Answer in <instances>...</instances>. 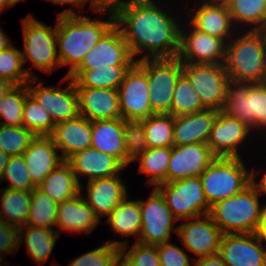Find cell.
I'll return each mask as SVG.
<instances>
[{
  "mask_svg": "<svg viewBox=\"0 0 266 266\" xmlns=\"http://www.w3.org/2000/svg\"><path fill=\"white\" fill-rule=\"evenodd\" d=\"M226 5L234 26L256 30L266 18V0H230Z\"/></svg>",
  "mask_w": 266,
  "mask_h": 266,
  "instance_id": "d590c367",
  "label": "cell"
},
{
  "mask_svg": "<svg viewBox=\"0 0 266 266\" xmlns=\"http://www.w3.org/2000/svg\"><path fill=\"white\" fill-rule=\"evenodd\" d=\"M59 203L53 201L37 187L31 191L30 213L26 225L55 229Z\"/></svg>",
  "mask_w": 266,
  "mask_h": 266,
  "instance_id": "e575fe53",
  "label": "cell"
},
{
  "mask_svg": "<svg viewBox=\"0 0 266 266\" xmlns=\"http://www.w3.org/2000/svg\"><path fill=\"white\" fill-rule=\"evenodd\" d=\"M146 71L150 106L154 114H170L173 92L182 73L177 58H146L137 61Z\"/></svg>",
  "mask_w": 266,
  "mask_h": 266,
  "instance_id": "ba28073f",
  "label": "cell"
},
{
  "mask_svg": "<svg viewBox=\"0 0 266 266\" xmlns=\"http://www.w3.org/2000/svg\"><path fill=\"white\" fill-rule=\"evenodd\" d=\"M132 65H110L95 69H76L69 77L75 87L118 89Z\"/></svg>",
  "mask_w": 266,
  "mask_h": 266,
  "instance_id": "f546056e",
  "label": "cell"
},
{
  "mask_svg": "<svg viewBox=\"0 0 266 266\" xmlns=\"http://www.w3.org/2000/svg\"><path fill=\"white\" fill-rule=\"evenodd\" d=\"M107 14L108 21L91 20L86 15L57 16V53L61 67H69L66 76H70L80 66L85 55L115 24V14Z\"/></svg>",
  "mask_w": 266,
  "mask_h": 266,
  "instance_id": "7a4b0ae2",
  "label": "cell"
},
{
  "mask_svg": "<svg viewBox=\"0 0 266 266\" xmlns=\"http://www.w3.org/2000/svg\"><path fill=\"white\" fill-rule=\"evenodd\" d=\"M135 62L122 31L114 24L85 55L77 69H95L107 65H133Z\"/></svg>",
  "mask_w": 266,
  "mask_h": 266,
  "instance_id": "ac0fdd59",
  "label": "cell"
},
{
  "mask_svg": "<svg viewBox=\"0 0 266 266\" xmlns=\"http://www.w3.org/2000/svg\"><path fill=\"white\" fill-rule=\"evenodd\" d=\"M100 223L81 193L59 203L55 227L62 231L90 234Z\"/></svg>",
  "mask_w": 266,
  "mask_h": 266,
  "instance_id": "484cf974",
  "label": "cell"
},
{
  "mask_svg": "<svg viewBox=\"0 0 266 266\" xmlns=\"http://www.w3.org/2000/svg\"><path fill=\"white\" fill-rule=\"evenodd\" d=\"M259 197L250 184L241 193L213 204L208 215L223 234L256 233L263 214Z\"/></svg>",
  "mask_w": 266,
  "mask_h": 266,
  "instance_id": "277c9868",
  "label": "cell"
},
{
  "mask_svg": "<svg viewBox=\"0 0 266 266\" xmlns=\"http://www.w3.org/2000/svg\"><path fill=\"white\" fill-rule=\"evenodd\" d=\"M28 94L27 84L14 86L0 100V124L6 126H23V109ZM2 118L5 121H2Z\"/></svg>",
  "mask_w": 266,
  "mask_h": 266,
  "instance_id": "60d3db41",
  "label": "cell"
},
{
  "mask_svg": "<svg viewBox=\"0 0 266 266\" xmlns=\"http://www.w3.org/2000/svg\"><path fill=\"white\" fill-rule=\"evenodd\" d=\"M36 135L24 126L0 124V150L9 156L23 155Z\"/></svg>",
  "mask_w": 266,
  "mask_h": 266,
  "instance_id": "b9f144b4",
  "label": "cell"
},
{
  "mask_svg": "<svg viewBox=\"0 0 266 266\" xmlns=\"http://www.w3.org/2000/svg\"><path fill=\"white\" fill-rule=\"evenodd\" d=\"M241 32L226 44L225 71L233 83H260L266 69L265 44L256 30Z\"/></svg>",
  "mask_w": 266,
  "mask_h": 266,
  "instance_id": "3957f363",
  "label": "cell"
},
{
  "mask_svg": "<svg viewBox=\"0 0 266 266\" xmlns=\"http://www.w3.org/2000/svg\"><path fill=\"white\" fill-rule=\"evenodd\" d=\"M216 158L207 143L173 145L168 163L167 183L199 177Z\"/></svg>",
  "mask_w": 266,
  "mask_h": 266,
  "instance_id": "e0dca14e",
  "label": "cell"
},
{
  "mask_svg": "<svg viewBox=\"0 0 266 266\" xmlns=\"http://www.w3.org/2000/svg\"><path fill=\"white\" fill-rule=\"evenodd\" d=\"M120 113L124 120H143L153 115L145 69L136 61L118 87Z\"/></svg>",
  "mask_w": 266,
  "mask_h": 266,
  "instance_id": "4fadbf2b",
  "label": "cell"
},
{
  "mask_svg": "<svg viewBox=\"0 0 266 266\" xmlns=\"http://www.w3.org/2000/svg\"><path fill=\"white\" fill-rule=\"evenodd\" d=\"M107 242L118 246L120 255L131 266H160L158 245H143L135 242L132 247H129L127 240H108Z\"/></svg>",
  "mask_w": 266,
  "mask_h": 266,
  "instance_id": "7bdbcfd3",
  "label": "cell"
},
{
  "mask_svg": "<svg viewBox=\"0 0 266 266\" xmlns=\"http://www.w3.org/2000/svg\"><path fill=\"white\" fill-rule=\"evenodd\" d=\"M199 177L210 207L251 184V171L241 157H217Z\"/></svg>",
  "mask_w": 266,
  "mask_h": 266,
  "instance_id": "5b68a950",
  "label": "cell"
},
{
  "mask_svg": "<svg viewBox=\"0 0 266 266\" xmlns=\"http://www.w3.org/2000/svg\"><path fill=\"white\" fill-rule=\"evenodd\" d=\"M22 25L23 63L30 60L31 68L35 67L50 74L54 68L61 67L57 53L56 25L52 28L31 14L22 20Z\"/></svg>",
  "mask_w": 266,
  "mask_h": 266,
  "instance_id": "52a82bcc",
  "label": "cell"
},
{
  "mask_svg": "<svg viewBox=\"0 0 266 266\" xmlns=\"http://www.w3.org/2000/svg\"><path fill=\"white\" fill-rule=\"evenodd\" d=\"M120 248L110 242L73 259L67 266H115ZM56 262V266H60Z\"/></svg>",
  "mask_w": 266,
  "mask_h": 266,
  "instance_id": "bcb514c9",
  "label": "cell"
},
{
  "mask_svg": "<svg viewBox=\"0 0 266 266\" xmlns=\"http://www.w3.org/2000/svg\"><path fill=\"white\" fill-rule=\"evenodd\" d=\"M204 4H220V0H202Z\"/></svg>",
  "mask_w": 266,
  "mask_h": 266,
  "instance_id": "be15d7a7",
  "label": "cell"
},
{
  "mask_svg": "<svg viewBox=\"0 0 266 266\" xmlns=\"http://www.w3.org/2000/svg\"><path fill=\"white\" fill-rule=\"evenodd\" d=\"M158 254L160 266H191L189 254L170 241L158 245Z\"/></svg>",
  "mask_w": 266,
  "mask_h": 266,
  "instance_id": "7dc6e473",
  "label": "cell"
},
{
  "mask_svg": "<svg viewBox=\"0 0 266 266\" xmlns=\"http://www.w3.org/2000/svg\"><path fill=\"white\" fill-rule=\"evenodd\" d=\"M256 235L259 240L266 242V205H263L262 220L259 223Z\"/></svg>",
  "mask_w": 266,
  "mask_h": 266,
  "instance_id": "db71d44e",
  "label": "cell"
},
{
  "mask_svg": "<svg viewBox=\"0 0 266 266\" xmlns=\"http://www.w3.org/2000/svg\"><path fill=\"white\" fill-rule=\"evenodd\" d=\"M253 131L266 129V87L261 83H233L228 87L222 110Z\"/></svg>",
  "mask_w": 266,
  "mask_h": 266,
  "instance_id": "8992f818",
  "label": "cell"
},
{
  "mask_svg": "<svg viewBox=\"0 0 266 266\" xmlns=\"http://www.w3.org/2000/svg\"><path fill=\"white\" fill-rule=\"evenodd\" d=\"M66 161L71 165L81 185V192L84 191L80 182L81 176H86L87 180L91 181L121 174L120 171L126 168L116 157L92 147L73 154Z\"/></svg>",
  "mask_w": 266,
  "mask_h": 266,
  "instance_id": "ffe728a7",
  "label": "cell"
},
{
  "mask_svg": "<svg viewBox=\"0 0 266 266\" xmlns=\"http://www.w3.org/2000/svg\"><path fill=\"white\" fill-rule=\"evenodd\" d=\"M194 266H226L223 259L218 255L192 258Z\"/></svg>",
  "mask_w": 266,
  "mask_h": 266,
  "instance_id": "816d5d0a",
  "label": "cell"
},
{
  "mask_svg": "<svg viewBox=\"0 0 266 266\" xmlns=\"http://www.w3.org/2000/svg\"><path fill=\"white\" fill-rule=\"evenodd\" d=\"M203 110L206 108L203 106L200 96L189 79L182 74L178 78L173 92L171 115L173 117L189 115Z\"/></svg>",
  "mask_w": 266,
  "mask_h": 266,
  "instance_id": "f35d334b",
  "label": "cell"
},
{
  "mask_svg": "<svg viewBox=\"0 0 266 266\" xmlns=\"http://www.w3.org/2000/svg\"><path fill=\"white\" fill-rule=\"evenodd\" d=\"M123 132L127 166H129L148 149L144 122L142 120H124Z\"/></svg>",
  "mask_w": 266,
  "mask_h": 266,
  "instance_id": "ee69618b",
  "label": "cell"
},
{
  "mask_svg": "<svg viewBox=\"0 0 266 266\" xmlns=\"http://www.w3.org/2000/svg\"><path fill=\"white\" fill-rule=\"evenodd\" d=\"M79 114L90 121L120 119L118 89L76 87Z\"/></svg>",
  "mask_w": 266,
  "mask_h": 266,
  "instance_id": "44dd1931",
  "label": "cell"
},
{
  "mask_svg": "<svg viewBox=\"0 0 266 266\" xmlns=\"http://www.w3.org/2000/svg\"><path fill=\"white\" fill-rule=\"evenodd\" d=\"M65 81H68V86L65 88L44 86L43 81H38V78H31L27 82L29 94L49 112L55 124L74 119L80 115L75 83L66 75L61 82ZM33 84L35 85L33 86Z\"/></svg>",
  "mask_w": 266,
  "mask_h": 266,
  "instance_id": "7c38bea8",
  "label": "cell"
},
{
  "mask_svg": "<svg viewBox=\"0 0 266 266\" xmlns=\"http://www.w3.org/2000/svg\"><path fill=\"white\" fill-rule=\"evenodd\" d=\"M144 122L148 148L172 147L174 117L170 114H153Z\"/></svg>",
  "mask_w": 266,
  "mask_h": 266,
  "instance_id": "74e56055",
  "label": "cell"
},
{
  "mask_svg": "<svg viewBox=\"0 0 266 266\" xmlns=\"http://www.w3.org/2000/svg\"><path fill=\"white\" fill-rule=\"evenodd\" d=\"M21 1H25V0H6L7 5L9 7L14 6L16 3L21 2Z\"/></svg>",
  "mask_w": 266,
  "mask_h": 266,
  "instance_id": "6125c7cd",
  "label": "cell"
},
{
  "mask_svg": "<svg viewBox=\"0 0 266 266\" xmlns=\"http://www.w3.org/2000/svg\"><path fill=\"white\" fill-rule=\"evenodd\" d=\"M250 132L252 130L239 119L219 111L207 144L216 157H241L238 147L246 141Z\"/></svg>",
  "mask_w": 266,
  "mask_h": 266,
  "instance_id": "d6986e66",
  "label": "cell"
},
{
  "mask_svg": "<svg viewBox=\"0 0 266 266\" xmlns=\"http://www.w3.org/2000/svg\"><path fill=\"white\" fill-rule=\"evenodd\" d=\"M120 175L94 179L87 183V193L83 196L87 194L84 199L99 219L101 216H108L128 196L127 187Z\"/></svg>",
  "mask_w": 266,
  "mask_h": 266,
  "instance_id": "7402d4cb",
  "label": "cell"
},
{
  "mask_svg": "<svg viewBox=\"0 0 266 266\" xmlns=\"http://www.w3.org/2000/svg\"><path fill=\"white\" fill-rule=\"evenodd\" d=\"M8 37L9 36H6L5 32L3 31V28L0 27V52L12 44Z\"/></svg>",
  "mask_w": 266,
  "mask_h": 266,
  "instance_id": "9f6ffc18",
  "label": "cell"
},
{
  "mask_svg": "<svg viewBox=\"0 0 266 266\" xmlns=\"http://www.w3.org/2000/svg\"><path fill=\"white\" fill-rule=\"evenodd\" d=\"M128 196L108 215L105 223L121 238L140 235L141 210L140 200H127Z\"/></svg>",
  "mask_w": 266,
  "mask_h": 266,
  "instance_id": "d6a6232c",
  "label": "cell"
},
{
  "mask_svg": "<svg viewBox=\"0 0 266 266\" xmlns=\"http://www.w3.org/2000/svg\"><path fill=\"white\" fill-rule=\"evenodd\" d=\"M8 80L0 78V100L14 87Z\"/></svg>",
  "mask_w": 266,
  "mask_h": 266,
  "instance_id": "11a10c76",
  "label": "cell"
},
{
  "mask_svg": "<svg viewBox=\"0 0 266 266\" xmlns=\"http://www.w3.org/2000/svg\"><path fill=\"white\" fill-rule=\"evenodd\" d=\"M260 83L266 87V69L264 70V74Z\"/></svg>",
  "mask_w": 266,
  "mask_h": 266,
  "instance_id": "e7e4bbea",
  "label": "cell"
},
{
  "mask_svg": "<svg viewBox=\"0 0 266 266\" xmlns=\"http://www.w3.org/2000/svg\"><path fill=\"white\" fill-rule=\"evenodd\" d=\"M18 239L19 228L0 221V266H4L5 262L3 253L12 254L19 250Z\"/></svg>",
  "mask_w": 266,
  "mask_h": 266,
  "instance_id": "c3c4849f",
  "label": "cell"
},
{
  "mask_svg": "<svg viewBox=\"0 0 266 266\" xmlns=\"http://www.w3.org/2000/svg\"><path fill=\"white\" fill-rule=\"evenodd\" d=\"M49 2H53V4H72V8L70 9H65L64 11H62L61 13L58 14V16L60 15H80V12L76 13V11H74V7H84L86 3H88V1L90 0H47Z\"/></svg>",
  "mask_w": 266,
  "mask_h": 266,
  "instance_id": "f907efd6",
  "label": "cell"
},
{
  "mask_svg": "<svg viewBox=\"0 0 266 266\" xmlns=\"http://www.w3.org/2000/svg\"><path fill=\"white\" fill-rule=\"evenodd\" d=\"M55 125L49 112L28 94L23 109V126L36 136H49Z\"/></svg>",
  "mask_w": 266,
  "mask_h": 266,
  "instance_id": "ab89813d",
  "label": "cell"
},
{
  "mask_svg": "<svg viewBox=\"0 0 266 266\" xmlns=\"http://www.w3.org/2000/svg\"><path fill=\"white\" fill-rule=\"evenodd\" d=\"M188 24L187 28L180 30L177 58L186 63L224 65L226 43L218 37L195 29L189 22Z\"/></svg>",
  "mask_w": 266,
  "mask_h": 266,
  "instance_id": "5bb4252c",
  "label": "cell"
},
{
  "mask_svg": "<svg viewBox=\"0 0 266 266\" xmlns=\"http://www.w3.org/2000/svg\"><path fill=\"white\" fill-rule=\"evenodd\" d=\"M9 155L5 154L0 150V184L2 183V176L4 172V168L6 167L8 160H9Z\"/></svg>",
  "mask_w": 266,
  "mask_h": 266,
  "instance_id": "6f0895ef",
  "label": "cell"
},
{
  "mask_svg": "<svg viewBox=\"0 0 266 266\" xmlns=\"http://www.w3.org/2000/svg\"><path fill=\"white\" fill-rule=\"evenodd\" d=\"M59 236L60 230L58 229L35 228L25 225L19 228V249L25 241L27 253L40 266L51 256Z\"/></svg>",
  "mask_w": 266,
  "mask_h": 266,
  "instance_id": "4dcf8cb0",
  "label": "cell"
},
{
  "mask_svg": "<svg viewBox=\"0 0 266 266\" xmlns=\"http://www.w3.org/2000/svg\"><path fill=\"white\" fill-rule=\"evenodd\" d=\"M152 191L147 201L140 199L141 229L137 243L156 246L171 241L172 231L177 233L178 220L161 193L156 188Z\"/></svg>",
  "mask_w": 266,
  "mask_h": 266,
  "instance_id": "8fae6325",
  "label": "cell"
},
{
  "mask_svg": "<svg viewBox=\"0 0 266 266\" xmlns=\"http://www.w3.org/2000/svg\"><path fill=\"white\" fill-rule=\"evenodd\" d=\"M0 221L18 228L26 225L31 204V191L0 189Z\"/></svg>",
  "mask_w": 266,
  "mask_h": 266,
  "instance_id": "1f68e13d",
  "label": "cell"
},
{
  "mask_svg": "<svg viewBox=\"0 0 266 266\" xmlns=\"http://www.w3.org/2000/svg\"><path fill=\"white\" fill-rule=\"evenodd\" d=\"M49 137L57 149L62 151L63 160H67L73 154L91 147L92 121L79 115L57 123Z\"/></svg>",
  "mask_w": 266,
  "mask_h": 266,
  "instance_id": "cb8c5ba5",
  "label": "cell"
},
{
  "mask_svg": "<svg viewBox=\"0 0 266 266\" xmlns=\"http://www.w3.org/2000/svg\"><path fill=\"white\" fill-rule=\"evenodd\" d=\"M230 0H220V4H227Z\"/></svg>",
  "mask_w": 266,
  "mask_h": 266,
  "instance_id": "03108f58",
  "label": "cell"
},
{
  "mask_svg": "<svg viewBox=\"0 0 266 266\" xmlns=\"http://www.w3.org/2000/svg\"><path fill=\"white\" fill-rule=\"evenodd\" d=\"M218 255L226 266H266V246L256 233L223 234Z\"/></svg>",
  "mask_w": 266,
  "mask_h": 266,
  "instance_id": "2e32d148",
  "label": "cell"
},
{
  "mask_svg": "<svg viewBox=\"0 0 266 266\" xmlns=\"http://www.w3.org/2000/svg\"><path fill=\"white\" fill-rule=\"evenodd\" d=\"M198 4L189 13V23L197 30L222 39L226 44L233 37L234 26L225 4ZM193 14V15H192ZM237 27V28H236Z\"/></svg>",
  "mask_w": 266,
  "mask_h": 266,
  "instance_id": "603a6c76",
  "label": "cell"
},
{
  "mask_svg": "<svg viewBox=\"0 0 266 266\" xmlns=\"http://www.w3.org/2000/svg\"><path fill=\"white\" fill-rule=\"evenodd\" d=\"M37 188L57 203L72 199L81 193V185L66 160L61 162Z\"/></svg>",
  "mask_w": 266,
  "mask_h": 266,
  "instance_id": "f1b7e54d",
  "label": "cell"
},
{
  "mask_svg": "<svg viewBox=\"0 0 266 266\" xmlns=\"http://www.w3.org/2000/svg\"><path fill=\"white\" fill-rule=\"evenodd\" d=\"M138 0H90V8L96 13L100 12L116 14L120 9Z\"/></svg>",
  "mask_w": 266,
  "mask_h": 266,
  "instance_id": "681fc988",
  "label": "cell"
},
{
  "mask_svg": "<svg viewBox=\"0 0 266 266\" xmlns=\"http://www.w3.org/2000/svg\"><path fill=\"white\" fill-rule=\"evenodd\" d=\"M169 13L152 0H138L115 14V24L136 61L177 57L182 24Z\"/></svg>",
  "mask_w": 266,
  "mask_h": 266,
  "instance_id": "6da1fadb",
  "label": "cell"
},
{
  "mask_svg": "<svg viewBox=\"0 0 266 266\" xmlns=\"http://www.w3.org/2000/svg\"><path fill=\"white\" fill-rule=\"evenodd\" d=\"M260 171L257 173L254 170L251 171V185L256 189L258 195H266V171L264 176L260 179V181L256 182V175L259 174Z\"/></svg>",
  "mask_w": 266,
  "mask_h": 266,
  "instance_id": "f5cc1de1",
  "label": "cell"
},
{
  "mask_svg": "<svg viewBox=\"0 0 266 266\" xmlns=\"http://www.w3.org/2000/svg\"><path fill=\"white\" fill-rule=\"evenodd\" d=\"M22 52L13 43L0 52V78L8 80L15 86L27 84L31 78L38 76L28 68H23Z\"/></svg>",
  "mask_w": 266,
  "mask_h": 266,
  "instance_id": "8d00e7d4",
  "label": "cell"
},
{
  "mask_svg": "<svg viewBox=\"0 0 266 266\" xmlns=\"http://www.w3.org/2000/svg\"><path fill=\"white\" fill-rule=\"evenodd\" d=\"M156 189L164 197L167 206L177 220L204 216L210 211L200 177L162 183Z\"/></svg>",
  "mask_w": 266,
  "mask_h": 266,
  "instance_id": "9c48e42d",
  "label": "cell"
},
{
  "mask_svg": "<svg viewBox=\"0 0 266 266\" xmlns=\"http://www.w3.org/2000/svg\"><path fill=\"white\" fill-rule=\"evenodd\" d=\"M177 235L185 249L201 258L218 254L223 233L207 214L184 220L178 227Z\"/></svg>",
  "mask_w": 266,
  "mask_h": 266,
  "instance_id": "9a60e30c",
  "label": "cell"
},
{
  "mask_svg": "<svg viewBox=\"0 0 266 266\" xmlns=\"http://www.w3.org/2000/svg\"><path fill=\"white\" fill-rule=\"evenodd\" d=\"M6 7L9 8L6 0H0V14L5 11Z\"/></svg>",
  "mask_w": 266,
  "mask_h": 266,
  "instance_id": "94428289",
  "label": "cell"
},
{
  "mask_svg": "<svg viewBox=\"0 0 266 266\" xmlns=\"http://www.w3.org/2000/svg\"><path fill=\"white\" fill-rule=\"evenodd\" d=\"M171 157V147L148 148L136 160H139V173L149 176L147 184L156 188L167 183L168 163Z\"/></svg>",
  "mask_w": 266,
  "mask_h": 266,
  "instance_id": "836d02e7",
  "label": "cell"
},
{
  "mask_svg": "<svg viewBox=\"0 0 266 266\" xmlns=\"http://www.w3.org/2000/svg\"><path fill=\"white\" fill-rule=\"evenodd\" d=\"M218 112L206 109L194 114L175 116L173 128L174 145L207 143Z\"/></svg>",
  "mask_w": 266,
  "mask_h": 266,
  "instance_id": "4316f807",
  "label": "cell"
},
{
  "mask_svg": "<svg viewBox=\"0 0 266 266\" xmlns=\"http://www.w3.org/2000/svg\"><path fill=\"white\" fill-rule=\"evenodd\" d=\"M3 180L9 183L6 188L13 190L32 191L36 188L30 179L23 155L9 157L8 163L4 168Z\"/></svg>",
  "mask_w": 266,
  "mask_h": 266,
  "instance_id": "f6af8a7d",
  "label": "cell"
},
{
  "mask_svg": "<svg viewBox=\"0 0 266 266\" xmlns=\"http://www.w3.org/2000/svg\"><path fill=\"white\" fill-rule=\"evenodd\" d=\"M57 152L59 151L49 136H36L24 152L30 179L36 187L64 161Z\"/></svg>",
  "mask_w": 266,
  "mask_h": 266,
  "instance_id": "d4e9b609",
  "label": "cell"
},
{
  "mask_svg": "<svg viewBox=\"0 0 266 266\" xmlns=\"http://www.w3.org/2000/svg\"><path fill=\"white\" fill-rule=\"evenodd\" d=\"M256 31L260 34L266 47V18L263 20L260 26L256 29Z\"/></svg>",
  "mask_w": 266,
  "mask_h": 266,
  "instance_id": "680465c9",
  "label": "cell"
},
{
  "mask_svg": "<svg viewBox=\"0 0 266 266\" xmlns=\"http://www.w3.org/2000/svg\"><path fill=\"white\" fill-rule=\"evenodd\" d=\"M123 127L122 118L92 121L91 147L116 157L127 167Z\"/></svg>",
  "mask_w": 266,
  "mask_h": 266,
  "instance_id": "83f0119b",
  "label": "cell"
},
{
  "mask_svg": "<svg viewBox=\"0 0 266 266\" xmlns=\"http://www.w3.org/2000/svg\"><path fill=\"white\" fill-rule=\"evenodd\" d=\"M182 73L189 79L206 109L223 110L231 83L224 65L182 62Z\"/></svg>",
  "mask_w": 266,
  "mask_h": 266,
  "instance_id": "30bf717a",
  "label": "cell"
},
{
  "mask_svg": "<svg viewBox=\"0 0 266 266\" xmlns=\"http://www.w3.org/2000/svg\"><path fill=\"white\" fill-rule=\"evenodd\" d=\"M115 266H131V265L121 255H119Z\"/></svg>",
  "mask_w": 266,
  "mask_h": 266,
  "instance_id": "91938a15",
  "label": "cell"
}]
</instances>
